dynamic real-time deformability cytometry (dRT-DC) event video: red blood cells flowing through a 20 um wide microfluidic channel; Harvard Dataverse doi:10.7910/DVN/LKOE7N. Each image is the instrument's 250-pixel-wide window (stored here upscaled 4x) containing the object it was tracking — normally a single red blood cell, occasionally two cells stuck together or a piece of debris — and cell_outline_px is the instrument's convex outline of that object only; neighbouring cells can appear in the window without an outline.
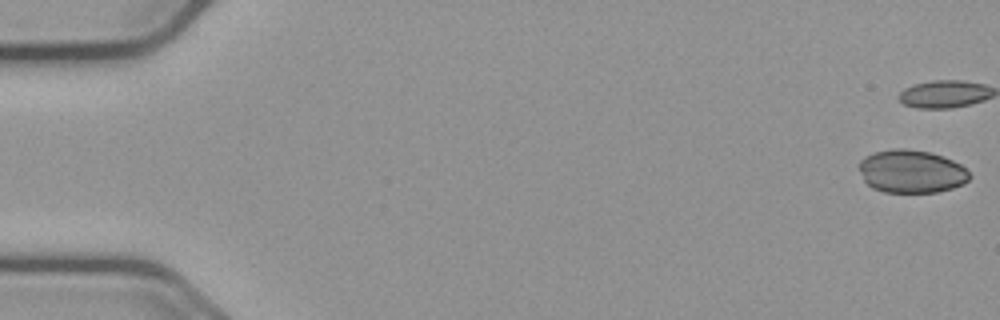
{"species": "common noctule bat (a hibernating species)", "species_latin": "Nyctalus noctula", "temperature_condition": "cold", "stored_images_in_passage": 45, "camera_frame_rate_fps": 3000, "um_per_image_px": 0.085, "animal": {"sex": "male", "body_mass_g": 23.1, "forearm_length_mm": 52.7}, "frame": {"image": 1, "passage_image": 1, "time_ms": 0.0, "image_size_px": [1000, 320], "cell_outline_px": [[972, 176], [964, 184], [952, 188], [936, 192], [884, 192], [872, 188], [864, 180], [860, 172], [860, 160], [864, 156], [872, 152], [892, 148], [908, 148], [928, 152], [944, 156], [960, 164]], "centroid_in_image_um": [77.46, 14.56], "position_along_channel_um": 7.5, "area_um2": 27.86}}
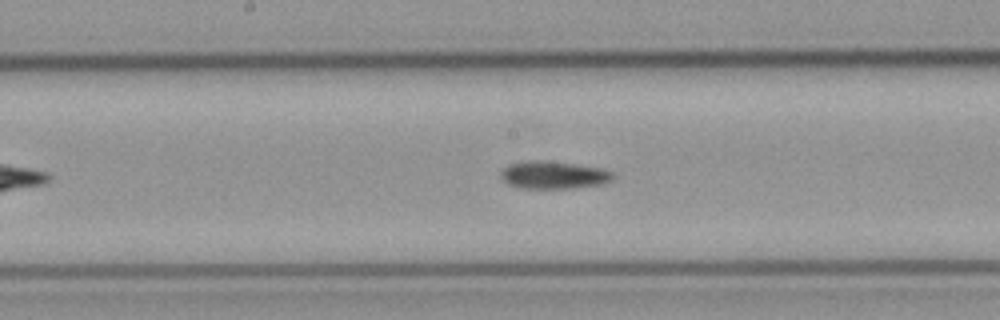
{"frame": {"image": 2, "passage_image": 28, "time_ms": 9.0, "image_size_px": [1000, 320], "cell_outline_px": [[616, 176], [612, 180], [600, 184], [576, 188], [520, 188], [508, 184], [500, 180], [500, 172], [508, 164], [528, 160], [540, 160], [572, 164], [600, 168], [612, 172]], "centroid_in_image_um": [47.0, 14.88], "position_along_channel_um": 201.2, "area_um2": 18.09}}
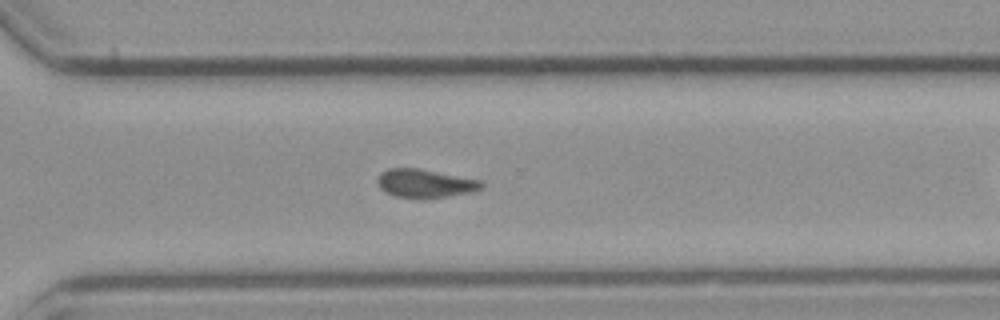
{"frame": {"image": 3, "passage_image": 39, "time_ms": 12.667, "image_size_px": [1000, 320], "cell_outline_px": [[484, 188], [472, 192], [448, 196], [420, 200], [392, 196], [384, 192], [380, 188], [376, 180], [380, 172], [388, 168], [420, 168], [484, 180]], "centroid_in_image_um": [36.14, 15.6], "position_along_channel_um": 334.5, "area_um2": 18.03}}